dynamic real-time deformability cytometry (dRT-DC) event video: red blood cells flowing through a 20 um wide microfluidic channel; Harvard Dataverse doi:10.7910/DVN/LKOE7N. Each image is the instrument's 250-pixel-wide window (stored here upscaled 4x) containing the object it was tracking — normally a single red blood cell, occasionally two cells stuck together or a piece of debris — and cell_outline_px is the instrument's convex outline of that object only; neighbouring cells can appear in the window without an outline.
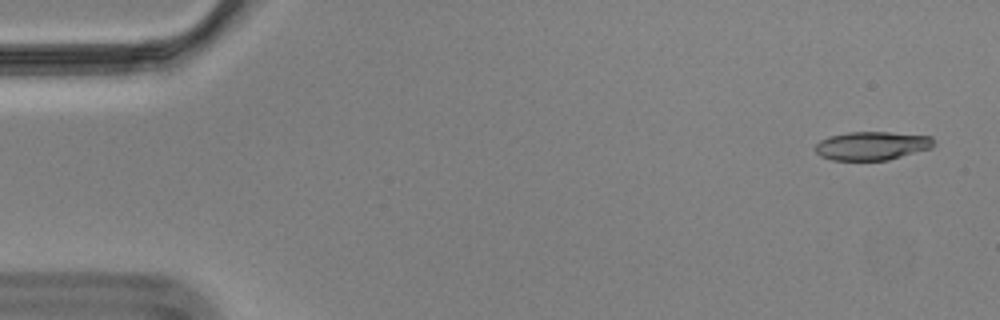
{"species": "Egyptian fruit bat (a non-hibernating species)", "species_latin": "Rousettus aegyptiacus", "temperature_condition": "cold", "stored_images_in_passage": 15, "camera_frame_rate_fps": 3000, "um_per_image_px": 0.085, "animal": {"sex": "male"}, "frame": {"image": 1, "passage_image": 3, "time_ms": 0.667, "image_size_px": [1000, 320], "cell_outline_px": [[936, 144], [932, 148], [888, 160], [832, 160], [820, 156], [812, 148], [820, 140], [832, 136], [848, 132], [888, 132], [932, 136]], "centroid_in_image_um": [74.13, 12.39], "position_along_channel_um": 10.9, "area_um2": 19.83}}